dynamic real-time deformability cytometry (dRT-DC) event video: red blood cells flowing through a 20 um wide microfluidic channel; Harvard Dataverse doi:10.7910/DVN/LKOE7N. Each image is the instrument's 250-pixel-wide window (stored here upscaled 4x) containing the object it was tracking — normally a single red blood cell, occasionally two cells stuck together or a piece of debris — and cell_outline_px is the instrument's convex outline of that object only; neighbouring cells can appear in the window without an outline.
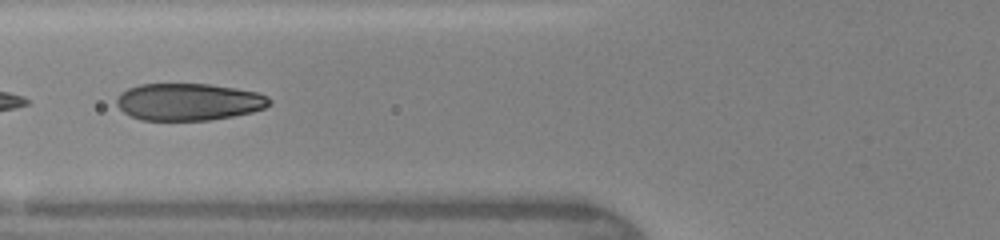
{"species": "human", "species_latin": "Homo sapiens", "temperature_condition": "warm", "stored_images_in_passage": 51, "segment_of_instrument_passage": [2, 2], "camera_frame_rate_fps": 3000, "um_per_image_px": 0.085, "donor": {"sex": "female"}, "frame": {"image": 1, "passage_image": 22, "time_ms": 6.0, "image_size_px": [1000, 240], "cell_outline_px": [[272, 104], [264, 108], [252, 112], [232, 116], [208, 120], [140, 120], [124, 112], [116, 104], [116, 100], [120, 92], [128, 88], [140, 84], [208, 84], [236, 88], [256, 92], [268, 96], [272, 100]], "centroid_in_image_um": [16.04, 8.65], "position_along_channel_um": 109.8, "area_um2": 33.12}}
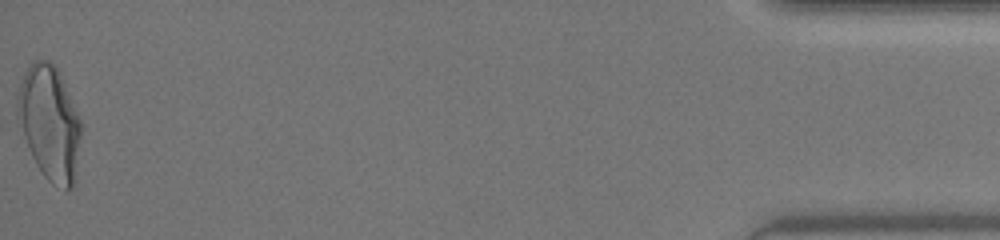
{"frame": {"image": 2, "passage_image": 50, "time_ms": 15.333, "image_size_px": [1000, 240], "cell_outline_px": [[80, 136], [72, 188], [64, 188], [52, 184], [44, 176], [36, 164], [32, 156], [16, 120], [16, 100], [20, 84], [28, 68], [36, 60], [48, 60], [60, 72], [80, 120]], "centroid_in_image_um": [4.17, 10.42], "position_along_channel_um": 431.0, "area_um2": 41.62}}